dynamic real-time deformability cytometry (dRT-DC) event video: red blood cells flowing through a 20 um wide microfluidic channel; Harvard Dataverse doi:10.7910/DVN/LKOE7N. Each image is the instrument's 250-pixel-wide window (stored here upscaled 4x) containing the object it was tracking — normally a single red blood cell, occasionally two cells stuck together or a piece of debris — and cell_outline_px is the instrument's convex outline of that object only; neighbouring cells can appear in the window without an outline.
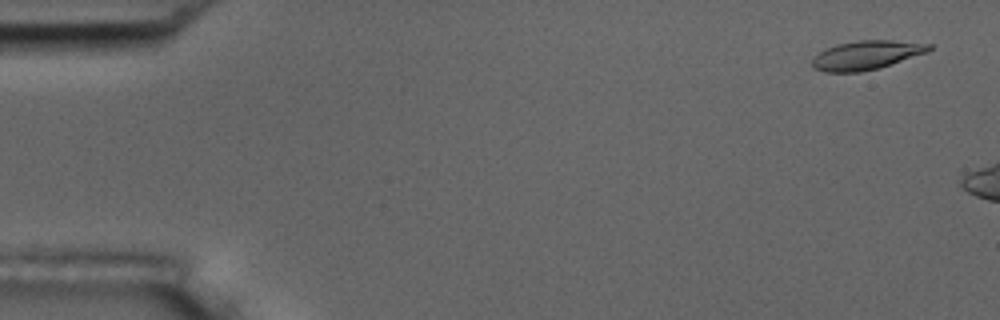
{"species": "common noctule bat (a hibernating species)", "species_latin": "Nyctalus noctula", "temperature_condition": "room temperature", "stored_images_in_passage": 3, "camera_frame_rate_fps": 3000, "um_per_image_px": 0.085, "animal": {"sex": "male", "body_mass_g": 17.5, "forearm_length_mm": 52.3}, "frame": {"image": 1, "passage_image": 1, "time_ms": 0.0, "image_size_px": [1000, 320], "cell_outline_px": [[932, 48], [928, 52], [880, 68], [860, 72], [824, 72], [812, 68], [812, 60], [824, 48], [836, 44], [856, 40], [892, 40], [932, 44]], "centroid_in_image_um": [73.64, 4.68], "position_along_channel_um": 11.4, "area_um2": 19.88}}